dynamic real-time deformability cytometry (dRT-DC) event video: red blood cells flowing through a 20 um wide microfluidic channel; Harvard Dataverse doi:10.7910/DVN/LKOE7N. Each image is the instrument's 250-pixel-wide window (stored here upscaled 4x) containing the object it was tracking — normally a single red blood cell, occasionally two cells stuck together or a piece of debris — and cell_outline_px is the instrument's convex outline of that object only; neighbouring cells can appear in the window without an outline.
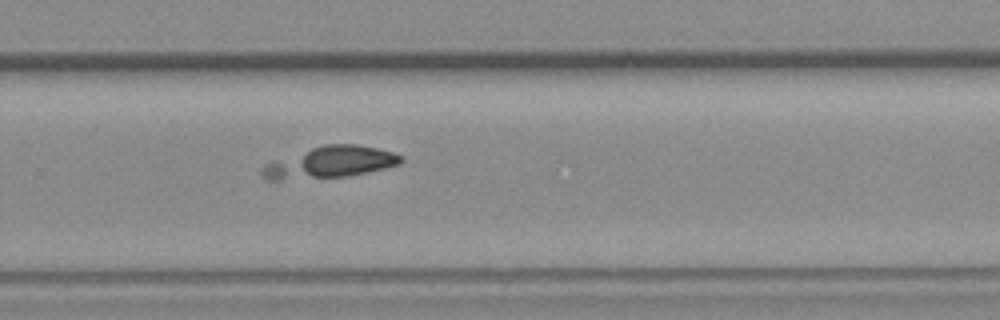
{"species": "common noctule bat (a hibernating species)", "species_latin": "Nyctalus noctula", "temperature_condition": "room temperature", "stored_images_in_passage": 48, "camera_frame_rate_fps": 3000, "um_per_image_px": 0.085, "animal": {"sex": "female", "body_mass_g": 19.3, "forearm_length_mm": 54.1}, "frame": {"image": 1, "passage_image": 37, "time_ms": 12.0, "image_size_px": [1000, 320], "cell_outline_px": [[404, 160], [400, 164], [368, 172], [348, 176], [280, 180], [264, 180], [260, 176], [260, 168], [268, 164], [312, 148], [324, 144], [356, 144], [376, 148], [392, 152], [400, 156]], "centroid_in_image_um": [28.07, 13.82], "position_along_channel_um": 301.7, "area_um2": 25.03}}
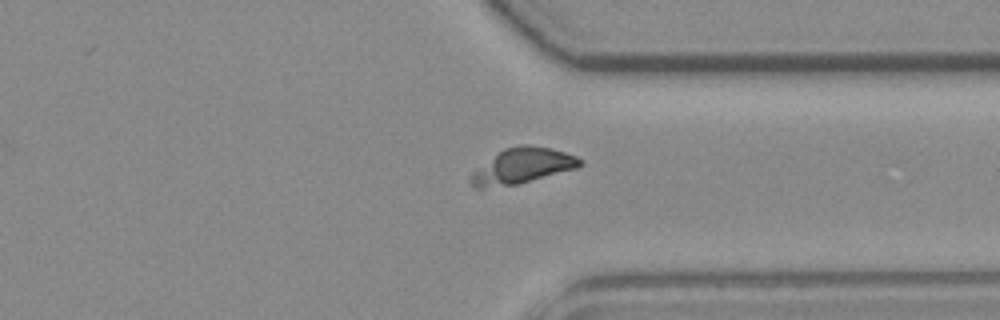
{"frame": {"image": 2, "passage_image": 42, "time_ms": 13.667, "image_size_px": [1000, 320], "cell_outline_px": [[584, 164], [576, 168], [520, 184], [480, 188], [476, 188], [472, 184], [472, 172], [504, 148], [520, 144], [528, 144], [552, 148], [576, 156]], "centroid_in_image_um": [44.43, 14.09], "position_along_channel_um": 367.0, "area_um2": 22.25}}